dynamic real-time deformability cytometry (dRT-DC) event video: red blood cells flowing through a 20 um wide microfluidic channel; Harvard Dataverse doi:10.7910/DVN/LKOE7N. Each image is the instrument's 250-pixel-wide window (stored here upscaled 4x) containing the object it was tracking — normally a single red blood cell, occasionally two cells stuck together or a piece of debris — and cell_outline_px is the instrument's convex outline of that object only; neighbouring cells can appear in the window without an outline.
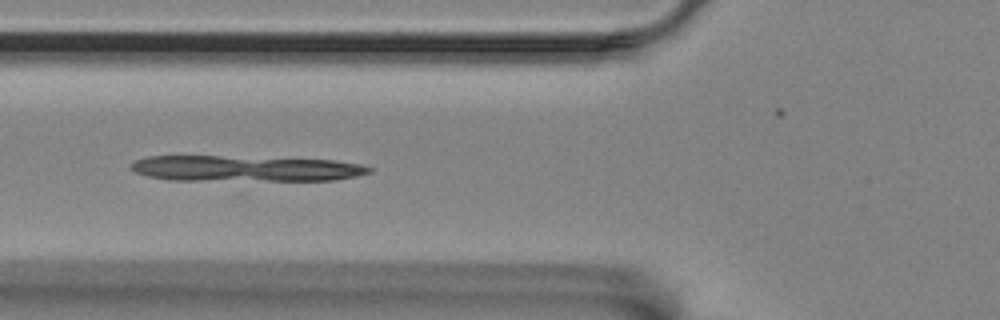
{"species": "Egyptian fruit bat (a non-hibernating species)", "species_latin": "Rousettus aegyptiacus", "temperature_condition": "room temperature", "stored_images_in_passage": 41, "camera_frame_rate_fps": 3000, "um_per_image_px": 0.085, "animal": {"sex": "female"}, "frame": {"image": 1, "passage_image": 9, "time_ms": 2.667, "image_size_px": [1000, 320], "cell_outline_px": [[372, 172], [356, 176], [332, 180], [168, 180], [148, 176], [136, 172], [128, 168], [136, 160], [148, 156], [216, 156], [332, 160], [360, 164], [372, 168]], "centroid_in_image_um": [20.82, 14.32], "position_along_channel_um": 105.0, "area_um2": 35.49}}